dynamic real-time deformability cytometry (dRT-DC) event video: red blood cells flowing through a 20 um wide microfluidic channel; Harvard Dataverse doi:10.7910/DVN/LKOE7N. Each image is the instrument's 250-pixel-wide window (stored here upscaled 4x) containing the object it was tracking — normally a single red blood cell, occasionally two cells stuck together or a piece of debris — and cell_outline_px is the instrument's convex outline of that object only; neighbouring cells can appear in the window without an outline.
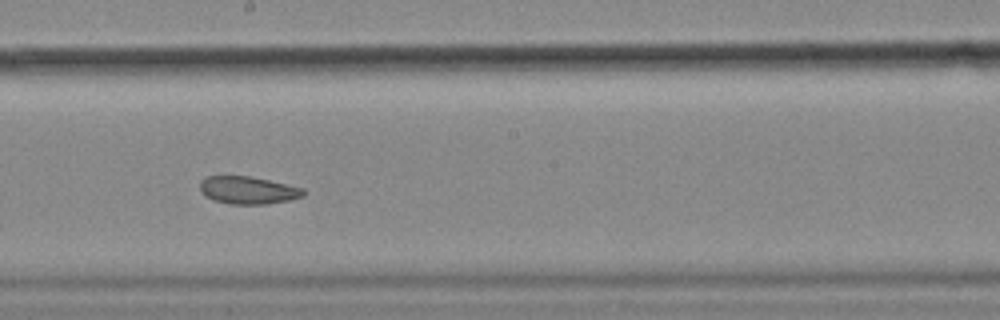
{"species": "common noctule bat (a hibernating species)", "species_latin": "Nyctalus noctula", "temperature_condition": "cold", "stored_images_in_passage": 45, "camera_frame_rate_fps": 3000, "um_per_image_px": 0.085, "animal": {"sex": "female", "body_mass_g": 18.4}, "frame": {"image": 1, "passage_image": 20, "time_ms": 6.333, "image_size_px": [1000, 320], "cell_outline_px": [[308, 192], [304, 196], [288, 200], [264, 204], [232, 204], [212, 200], [204, 196], [200, 192], [200, 180], [208, 176], [252, 176], [304, 188]], "centroid_in_image_um": [21.08, 16.16], "position_along_channel_um": 227.1, "area_um2": 16.82}, "authors_computed_cell_mechanics": {"area_um2": 18.5538, "velocity_mm_per_s": 3.5096, "shape_relaxation_time_tau1_ms": null, "shape_relaxation_time_tau2_ms": 3.6778, "deformation_change_tau1": null, "deformation_change_tau2": 0.0859}}